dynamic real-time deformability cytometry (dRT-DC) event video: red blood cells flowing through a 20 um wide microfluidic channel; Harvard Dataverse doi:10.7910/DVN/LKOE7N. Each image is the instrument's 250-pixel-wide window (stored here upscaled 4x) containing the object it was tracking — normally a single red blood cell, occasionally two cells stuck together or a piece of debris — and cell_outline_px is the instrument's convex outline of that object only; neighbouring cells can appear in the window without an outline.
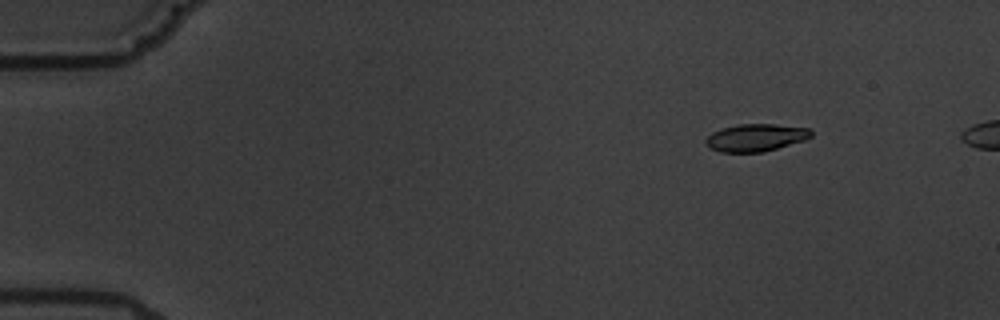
{"species": "common noctule bat (a hibernating species)", "species_latin": "Nyctalus noctula", "temperature_condition": "warm", "stored_images_in_passage": 7, "camera_frame_rate_fps": 3000, "um_per_image_px": 0.085, "animal": {"sex": "male", "body_mass_g": 19.5, "forearm_length_mm": 54.6}, "frame": {"image": 1, "passage_image": 3, "time_ms": 2.333, "image_size_px": [1000, 320], "cell_outline_px": [[812, 136], [804, 140], [764, 152], [720, 152], [712, 148], [704, 140], [712, 132], [736, 124], [772, 124], [808, 128], [812, 132]], "centroid_in_image_um": [64.24, 11.69], "position_along_channel_um": 20.8, "area_um2": 16.65}}